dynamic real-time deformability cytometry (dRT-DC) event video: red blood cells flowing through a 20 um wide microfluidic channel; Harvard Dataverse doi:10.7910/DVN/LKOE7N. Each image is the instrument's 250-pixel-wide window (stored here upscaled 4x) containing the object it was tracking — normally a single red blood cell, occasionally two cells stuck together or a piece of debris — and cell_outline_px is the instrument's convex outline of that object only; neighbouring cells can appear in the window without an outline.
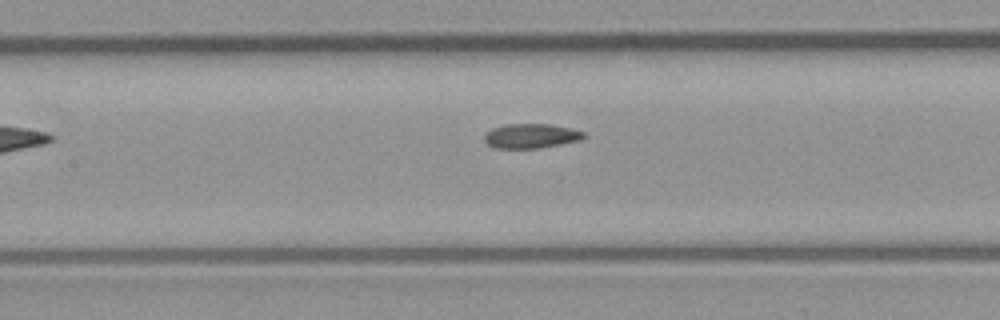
{"species": "common noctule bat (a hibernating species)", "species_latin": "Nyctalus noctula", "temperature_condition": "room temperature", "stored_images_in_passage": 6, "camera_frame_rate_fps": 3000, "um_per_image_px": 0.085, "animal": {"sex": "male", "body_mass_g": 23.1, "forearm_length_mm": 52.7}, "frame": {"image": 1, "passage_image": 5, "time_ms": 4.667, "image_size_px": [1000, 320], "cell_outline_px": [[588, 136], [580, 140], [560, 144], [536, 148], [496, 148], [488, 144], [484, 140], [484, 132], [492, 128], [504, 124], [552, 124], [572, 128], [584, 132]], "centroid_in_image_um": [45.14, 11.54], "position_along_channel_um": 162.3, "area_um2": 14.33}}
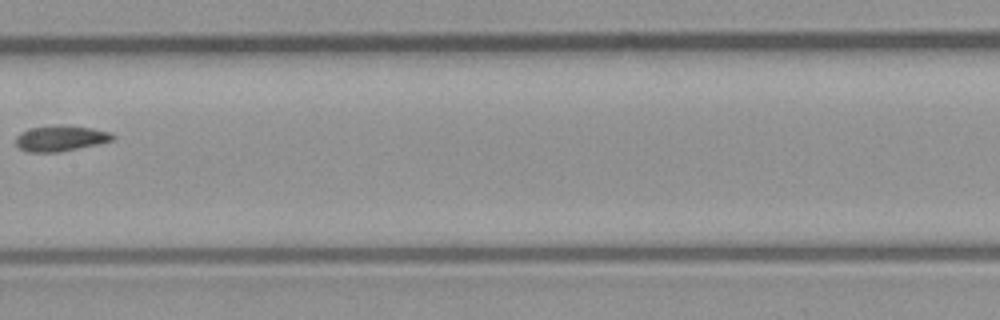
{"frame": {"image": 2, "passage_image": 6, "time_ms": 5.667, "image_size_px": [1000, 320], "cell_outline_px": [[116, 136], [112, 140], [96, 144], [56, 152], [28, 152], [20, 148], [16, 144], [16, 136], [20, 132], [32, 128], [92, 128], [112, 132]], "centroid_in_image_um": [5.15, 11.8], "position_along_channel_um": 202.3, "area_um2": 13.53}}